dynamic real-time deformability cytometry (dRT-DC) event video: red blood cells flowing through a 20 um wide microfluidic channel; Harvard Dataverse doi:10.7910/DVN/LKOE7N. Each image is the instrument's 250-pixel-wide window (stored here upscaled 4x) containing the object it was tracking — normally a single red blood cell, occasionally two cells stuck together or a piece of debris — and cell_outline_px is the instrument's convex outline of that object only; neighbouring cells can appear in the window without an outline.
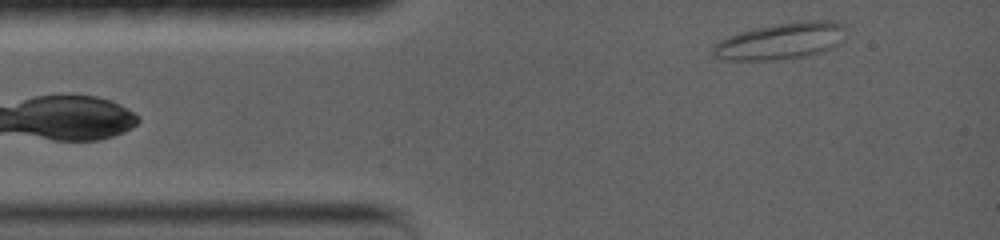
{"species": "common noctule bat (a hibernating species)", "species_latin": "Nyctalus noctula", "temperature_condition": "warm", "stored_images_in_passage": 43, "camera_frame_rate_fps": 5000, "um_per_image_px": 0.085, "animal": {"sex": "female", "body_mass_g": 19.0, "forearm_length_mm": 56.7}, "frame": {"image": 1, "passage_image": 5, "time_ms": 0.6, "image_size_px": [1000, 240], "cell_outline_px": [[844, 40], [840, 44], [824, 52], [808, 56], [776, 60], [720, 60], [712, 56], [712, 48], [720, 40], [728, 36], [740, 32], [756, 28], [776, 24], [808, 20], [828, 20], [844, 24]], "centroid_in_image_um": [66.39, 3.51], "position_along_channel_um": 18.6, "area_um2": 28.61}}
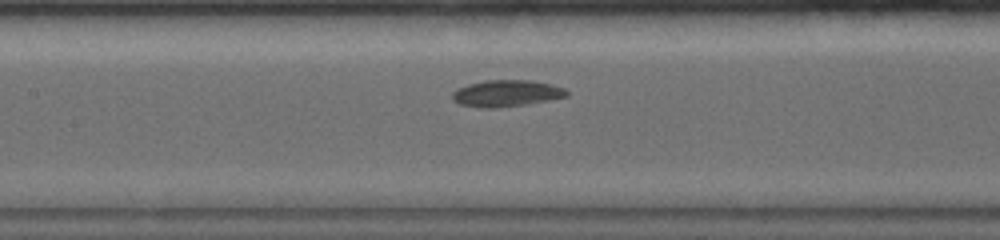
{"frame": {"image": 2, "passage_image": 22, "time_ms": 5.8, "image_size_px": [1000, 240], "cell_outline_px": [[568, 96], [548, 100], [524, 104], [496, 108], [484, 108], [460, 104], [452, 100], [452, 92], [456, 88], [468, 84], [484, 80], [528, 80], [552, 84], [564, 88], [568, 92]], "centroid_in_image_um": [43.01, 7.92], "position_along_channel_um": 164.4, "area_um2": 17.69}}
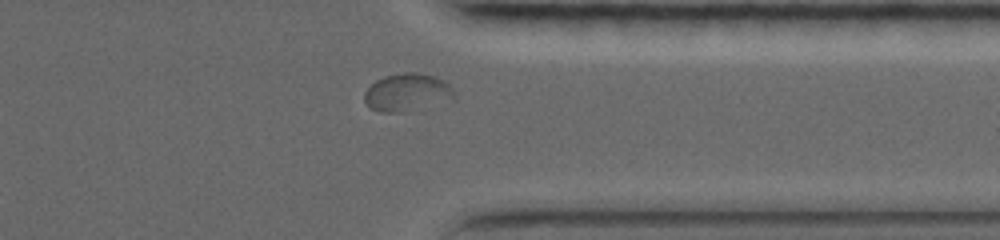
{"frame": {"image": 3, "passage_image": 38, "time_ms": 11.8, "image_size_px": [1000, 240], "cell_outline_px": [[456, 100], [404, 112], [380, 112], [372, 108], [364, 100], [364, 92], [376, 80], [384, 76], [404, 72], [412, 72], [436, 76], [444, 80], [456, 92]], "centroid_in_image_um": [34.67, 7.86], "position_along_channel_um": 376.7, "area_um2": 20.0}}